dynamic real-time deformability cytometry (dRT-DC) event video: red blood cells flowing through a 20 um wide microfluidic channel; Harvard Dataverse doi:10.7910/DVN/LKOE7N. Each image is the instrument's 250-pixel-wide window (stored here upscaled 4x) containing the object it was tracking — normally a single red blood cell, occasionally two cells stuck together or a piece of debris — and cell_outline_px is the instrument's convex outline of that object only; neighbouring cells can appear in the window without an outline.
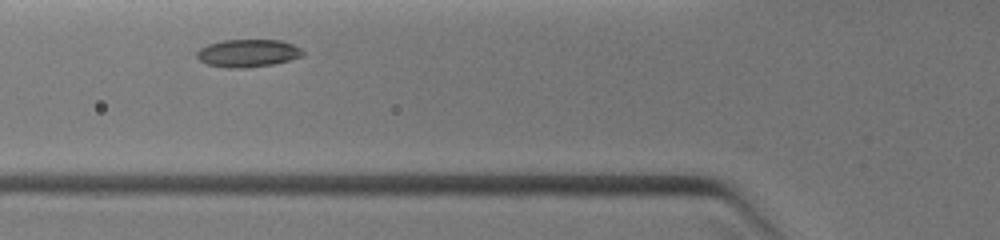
{"species": "common noctule bat (a hibernating species)", "species_latin": "Nyctalus noctula", "temperature_condition": "warm", "stored_images_in_passage": 4, "camera_frame_rate_fps": 3000, "um_per_image_px": 0.085, "animal": {"sex": "female", "body_mass_g": 19.0, "forearm_length_mm": 51.5}, "frame": {"image": 1, "passage_image": 2, "time_ms": 0.667, "image_size_px": [1000, 240], "cell_outline_px": [[304, 56], [272, 64], [244, 68], [228, 68], [208, 64], [200, 60], [196, 56], [196, 52], [200, 48], [208, 44], [224, 40], [280, 40], [292, 44], [300, 48], [304, 52]], "centroid_in_image_um": [21.06, 4.51], "position_along_channel_um": 104.7, "area_um2": 16.99}}
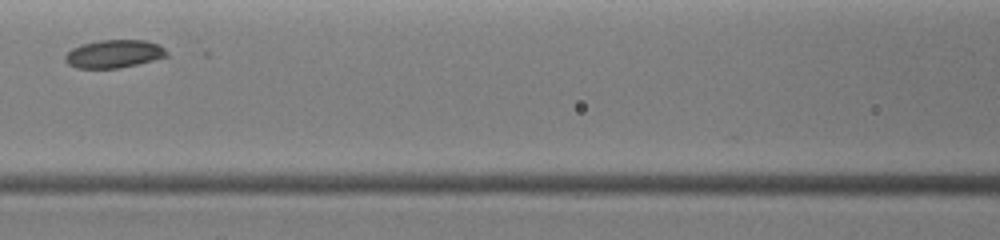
{"frame": {"image": 2, "passage_image": 4, "time_ms": 1.667, "image_size_px": [1000, 240], "cell_outline_px": [[168, 56], [120, 68], [76, 68], [68, 64], [64, 60], [64, 56], [72, 48], [84, 44], [100, 40], [144, 40], [156, 44], [164, 48], [168, 52]], "centroid_in_image_um": [9.67, 4.58], "position_along_channel_um": 156.9, "area_um2": 16.42}}